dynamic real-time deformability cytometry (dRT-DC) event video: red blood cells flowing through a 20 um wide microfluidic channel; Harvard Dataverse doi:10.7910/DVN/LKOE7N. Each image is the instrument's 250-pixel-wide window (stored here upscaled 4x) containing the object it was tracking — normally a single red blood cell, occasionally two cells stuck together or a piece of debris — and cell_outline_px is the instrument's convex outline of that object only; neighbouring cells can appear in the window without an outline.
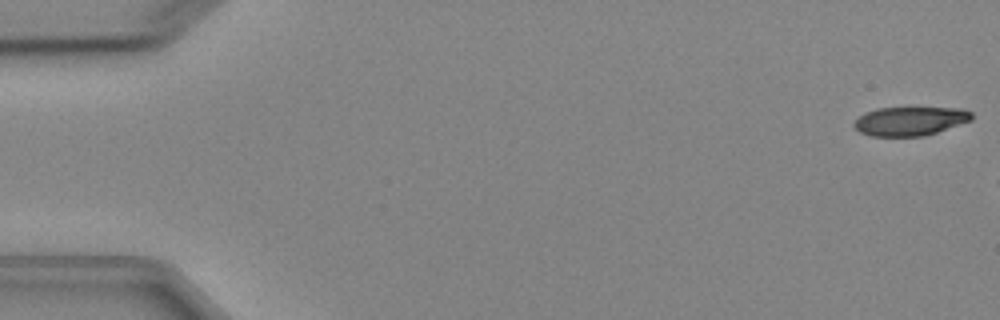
{"species": "Egyptian fruit bat (a non-hibernating species)", "species_latin": "Rousettus aegyptiacus", "temperature_condition": "cold", "stored_images_in_passage": 3, "camera_frame_rate_fps": 3000, "um_per_image_px": 0.085, "animal": {"sex": "female"}, "frame": {"image": 1, "passage_image": 1, "time_ms": 0.0, "image_size_px": [1000, 320], "cell_outline_px": [[972, 120], [924, 136], [868, 136], [860, 132], [852, 124], [864, 112], [876, 108], [964, 108], [972, 112]], "centroid_in_image_um": [77.34, 10.29], "position_along_channel_um": 7.7, "area_um2": 19.77}}